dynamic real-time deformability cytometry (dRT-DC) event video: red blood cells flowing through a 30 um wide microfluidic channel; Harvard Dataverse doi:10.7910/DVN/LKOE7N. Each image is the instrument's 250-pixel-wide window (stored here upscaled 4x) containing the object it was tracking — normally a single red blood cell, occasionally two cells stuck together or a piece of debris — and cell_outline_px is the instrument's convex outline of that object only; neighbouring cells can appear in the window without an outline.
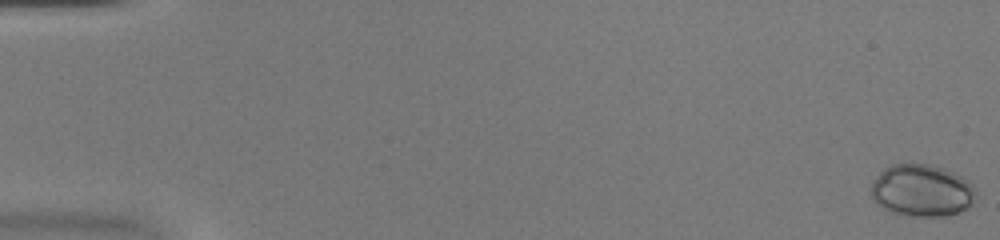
{"species": "common noctule bat (a hibernating species)", "species_latin": "Nyctalus noctula", "temperature_condition": "warm", "stored_images_in_passage": 53, "camera_frame_rate_fps": 3000, "um_per_image_px": 0.085, "animal": {"sex": "female", "body_mass_g": 20.0, "forearm_length_mm": 54.0}, "frame": {"image": 1, "passage_image": 1, "time_ms": 0.0, "image_size_px": [1000, 240], "cell_outline_px": [[976, 192], [972, 204], [968, 208], [948, 216], [904, 216], [892, 212], [876, 204], [872, 200], [872, 184], [880, 172], [884, 168], [892, 164], [928, 164], [944, 168], [968, 180], [976, 188]], "centroid_in_image_um": [78.37, 16.21], "position_along_channel_um": 6.6, "area_um2": 31.96}}
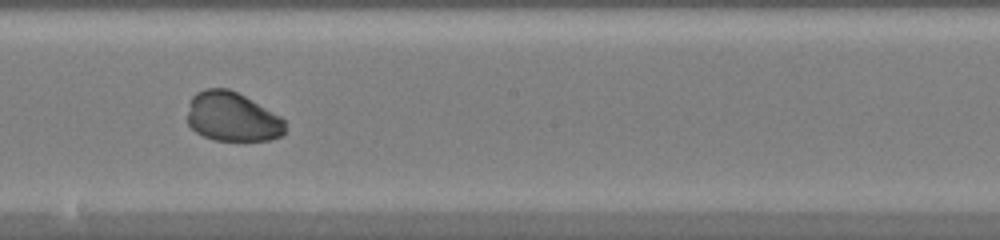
{"frame": {"image": 2, "passage_image": 31, "time_ms": 10.0, "image_size_px": [1000, 240], "cell_outline_px": [[284, 132], [280, 136], [272, 140], [212, 140], [196, 132], [188, 124], [188, 112], [192, 96], [196, 92], [204, 88], [228, 88], [244, 96], [280, 116], [284, 120]], "centroid_in_image_um": [19.72, 9.93], "position_along_channel_um": 228.5, "area_um2": 27.86}}
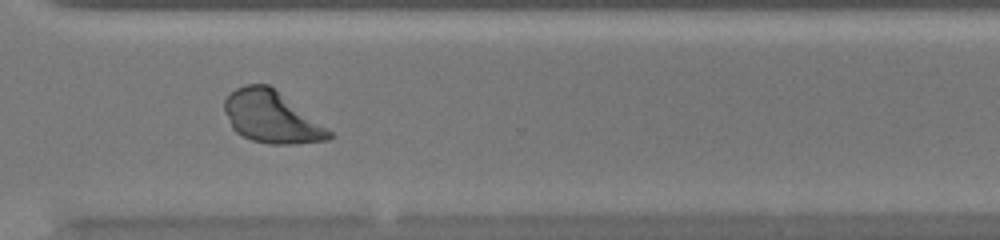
{"frame": {"image": 3, "passage_image": 40, "time_ms": 13.0, "image_size_px": [1000, 240], "cell_outline_px": [[332, 136], [328, 140], [296, 144], [268, 144], [252, 140], [236, 132], [232, 128], [224, 112], [224, 100], [236, 88], [244, 84], [268, 84], [332, 132]], "centroid_in_image_um": [23.04, 9.96], "position_along_channel_um": 347.6, "area_um2": 31.15}}